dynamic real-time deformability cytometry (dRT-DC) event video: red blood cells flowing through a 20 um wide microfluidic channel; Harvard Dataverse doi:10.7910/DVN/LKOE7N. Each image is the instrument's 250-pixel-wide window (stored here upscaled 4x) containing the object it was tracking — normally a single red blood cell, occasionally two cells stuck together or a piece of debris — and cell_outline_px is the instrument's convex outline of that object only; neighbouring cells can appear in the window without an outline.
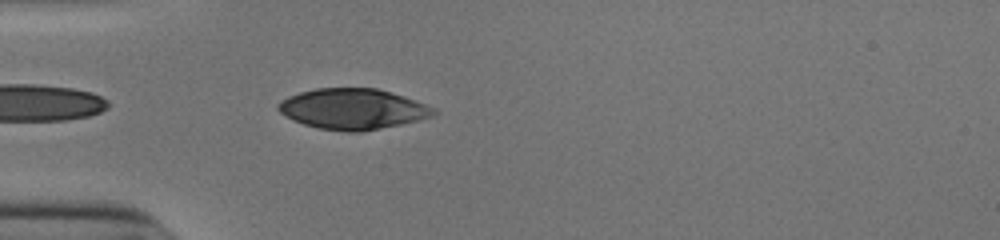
{"species": "human", "species_latin": "Homo sapiens", "temperature_condition": "cold", "stored_images_in_passage": 25, "camera_frame_rate_fps": 3000, "um_per_image_px": 0.085, "donor": {"sex": "male"}, "frame": {"image": 1, "passage_image": 2, "time_ms": 0.333, "image_size_px": [1000, 240], "cell_outline_px": [[440, 112], [432, 116], [400, 124], [360, 132], [348, 132], [320, 128], [304, 124], [292, 120], [280, 112], [276, 108], [276, 104], [280, 100], [288, 96], [300, 92], [316, 88], [376, 88], [392, 92], [404, 96], [436, 108]], "centroid_in_image_um": [29.97, 9.25], "position_along_channel_um": 55.0, "area_um2": 36.82}}
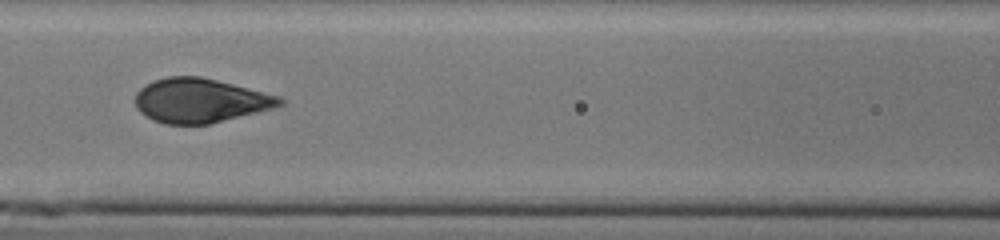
{"frame": {"image": 2, "passage_image": 10, "time_ms": 3.0, "image_size_px": [1000, 240], "cell_outline_px": [[284, 104], [272, 108], [208, 124], [164, 124], [152, 120], [140, 112], [136, 108], [136, 92], [140, 88], [156, 80], [168, 76], [200, 76], [280, 96], [284, 100]], "centroid_in_image_um": [16.99, 8.55], "position_along_channel_um": 149.6, "area_um2": 36.88}}
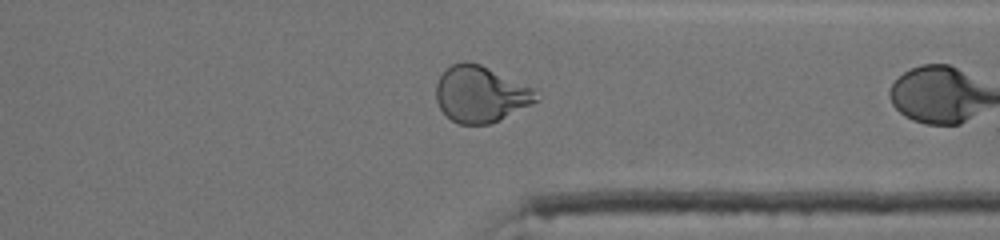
{"frame": {"image": 3, "passage_image": 24, "time_ms": 7.667, "image_size_px": [1000, 240], "cell_outline_px": [[540, 100], [500, 120], [488, 124], [460, 124], [452, 120], [440, 108], [436, 100], [436, 84], [440, 76], [452, 64], [464, 60], [468, 60], [480, 64], [536, 88]], "centroid_in_image_um": [40.89, 7.99], "position_along_channel_um": 370.5, "area_um2": 33.06}}